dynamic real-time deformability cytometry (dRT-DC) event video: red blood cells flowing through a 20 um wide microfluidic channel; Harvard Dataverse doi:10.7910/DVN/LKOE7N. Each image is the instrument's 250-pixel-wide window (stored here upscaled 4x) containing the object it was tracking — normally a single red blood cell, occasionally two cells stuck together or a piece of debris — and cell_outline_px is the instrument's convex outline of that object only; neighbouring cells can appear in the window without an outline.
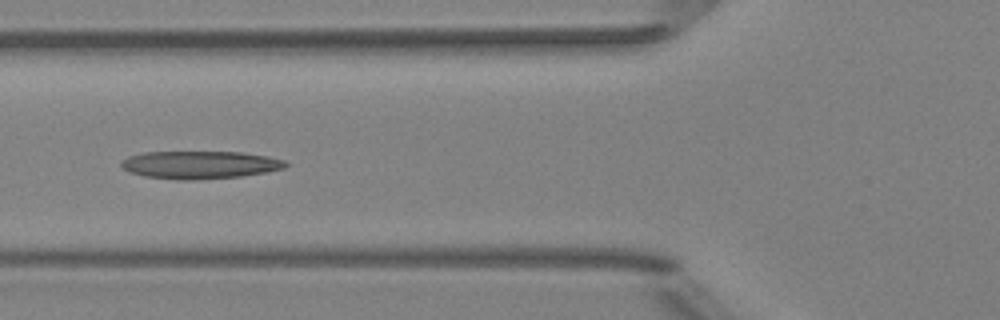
{"species": "Egyptian fruit bat (a non-hibernating species)", "species_latin": "Rousettus aegyptiacus", "temperature_condition": "room temperature", "stored_images_in_passage": 6, "camera_frame_rate_fps": 3000, "um_per_image_px": 0.085, "animal": {"sex": "female"}, "frame": {"image": 1, "passage_image": 6, "time_ms": 5.667, "image_size_px": [1000, 320], "cell_outline_px": [[288, 164], [284, 168], [264, 172], [240, 176], [196, 180], [176, 180], [144, 176], [132, 172], [124, 168], [120, 164], [120, 160], [128, 156], [144, 152], [240, 152], [268, 156], [284, 160]], "centroid_in_image_um": [16.96, 14.01], "position_along_channel_um": 108.8, "area_um2": 26.53}}